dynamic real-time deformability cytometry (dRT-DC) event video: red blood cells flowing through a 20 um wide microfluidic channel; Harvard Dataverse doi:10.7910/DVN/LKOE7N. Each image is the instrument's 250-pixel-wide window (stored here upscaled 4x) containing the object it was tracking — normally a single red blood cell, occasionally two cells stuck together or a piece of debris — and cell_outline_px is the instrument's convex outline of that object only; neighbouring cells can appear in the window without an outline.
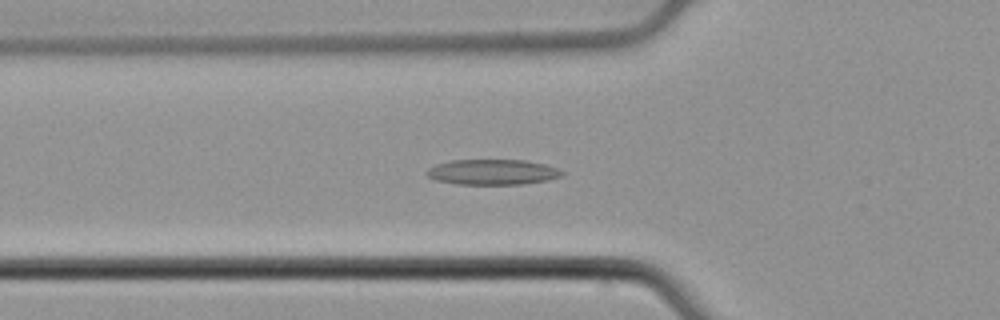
{"species": "common noctule bat (a hibernating species)", "species_latin": "Nyctalus noctula", "temperature_condition": "cold", "stored_images_in_passage": 42, "camera_frame_rate_fps": 3000, "um_per_image_px": 0.085, "animal": {"sex": "male", "body_mass_g": 21.5, "forearm_length_mm": 52.0}, "frame": {"image": 1, "passage_image": 11, "time_ms": 3.333, "image_size_px": [1000, 320], "cell_outline_px": [[564, 176], [548, 180], [524, 184], [456, 184], [436, 180], [428, 176], [424, 172], [428, 168], [436, 164], [452, 160], [524, 160], [544, 164], [556, 168], [564, 172]], "centroid_in_image_um": [41.86, 14.63], "position_along_channel_um": 83.9, "area_um2": 20.06}}
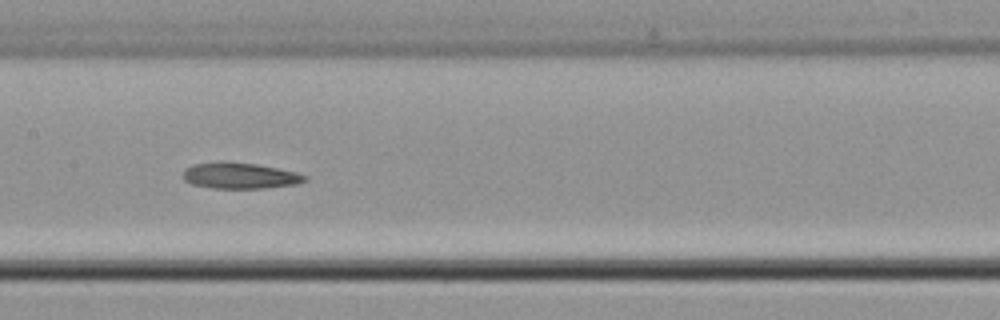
{"frame": {"image": 2, "passage_image": 19, "time_ms": 6.0, "image_size_px": [1000, 320], "cell_outline_px": [[308, 180], [296, 184], [264, 188], [212, 188], [192, 184], [184, 180], [184, 168], [192, 164], [220, 160], [228, 160], [256, 164], [296, 172], [308, 176]], "centroid_in_image_um": [20.36, 14.91], "position_along_channel_um": 187.0, "area_um2": 18.79}}
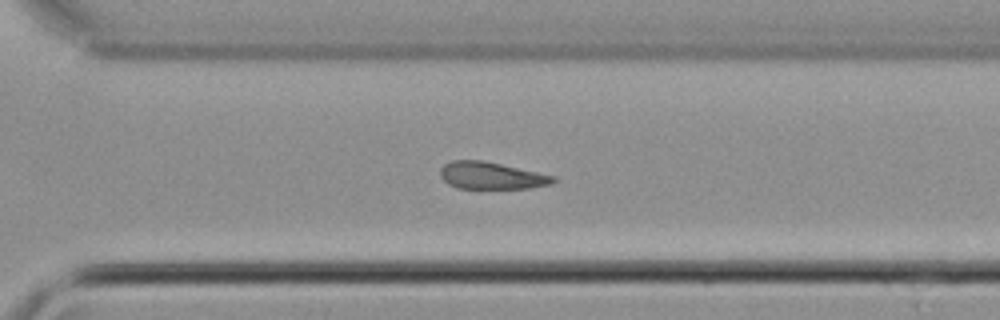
{"frame": {"image": 3, "passage_image": 30, "time_ms": 9.667, "image_size_px": [1000, 320], "cell_outline_px": [[556, 180], [548, 184], [528, 188], [456, 188], [448, 184], [440, 176], [440, 168], [444, 164], [452, 160], [484, 160], [556, 176]], "centroid_in_image_um": [41.73, 14.91], "position_along_channel_um": 328.9, "area_um2": 17.8}, "authors_computed_cell_mechanics": {"area_um2": 19.2185, "velocity_mm_per_s": 3.8607, "shape_relaxation_time_tau1_ms": 5.0287, "shape_relaxation_time_tau2_ms": null, "deformation_change_tau1": 0.0835, "deformation_change_tau2": null}}